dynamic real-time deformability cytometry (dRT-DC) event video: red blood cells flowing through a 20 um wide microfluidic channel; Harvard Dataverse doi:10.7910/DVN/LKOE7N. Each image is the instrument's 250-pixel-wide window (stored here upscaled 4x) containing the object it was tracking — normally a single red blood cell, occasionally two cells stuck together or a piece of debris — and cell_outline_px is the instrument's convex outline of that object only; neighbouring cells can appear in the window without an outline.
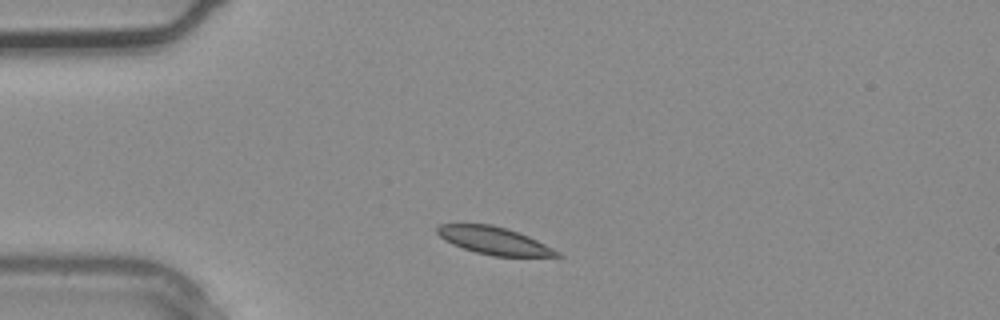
{"species": "common noctule bat (a hibernating species)", "species_latin": "Nyctalus noctula", "temperature_condition": "warm", "stored_images_in_passage": 2, "camera_frame_rate_fps": 3000, "um_per_image_px": 0.085, "animal": {"sex": "male", "body_mass_g": 20.4}, "frame": {"image": 1, "passage_image": 1, "time_ms": 0.0, "image_size_px": [1000, 320], "cell_outline_px": [[564, 256], [492, 256], [476, 252], [452, 244], [444, 240], [436, 232], [436, 228], [440, 224], [492, 224], [528, 236], [560, 252]], "centroid_in_image_um": [41.96, 20.45], "position_along_channel_um": 43.0, "area_um2": 18.9}}
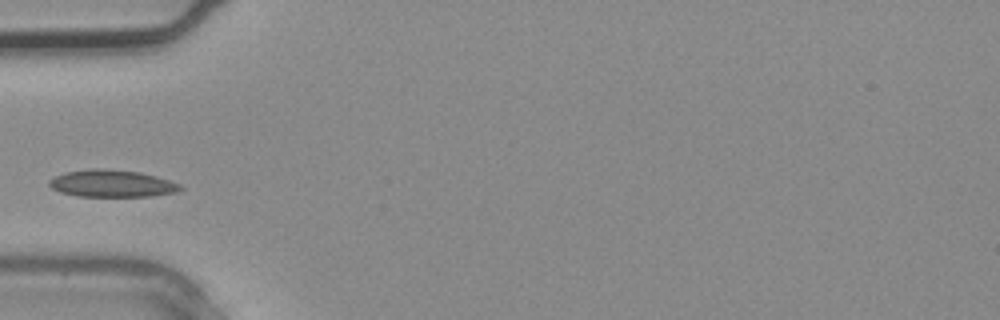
{"frame": {"image": 2, "passage_image": 2, "time_ms": 0.333, "image_size_px": [1000, 320], "cell_outline_px": [[184, 188], [176, 192], [152, 196], [76, 196], [60, 192], [52, 188], [48, 184], [48, 180], [64, 172], [92, 168], [104, 168], [140, 172], [156, 176], [180, 184]], "centroid_in_image_um": [9.5, 15.59], "position_along_channel_um": 75.5, "area_um2": 20.81}}